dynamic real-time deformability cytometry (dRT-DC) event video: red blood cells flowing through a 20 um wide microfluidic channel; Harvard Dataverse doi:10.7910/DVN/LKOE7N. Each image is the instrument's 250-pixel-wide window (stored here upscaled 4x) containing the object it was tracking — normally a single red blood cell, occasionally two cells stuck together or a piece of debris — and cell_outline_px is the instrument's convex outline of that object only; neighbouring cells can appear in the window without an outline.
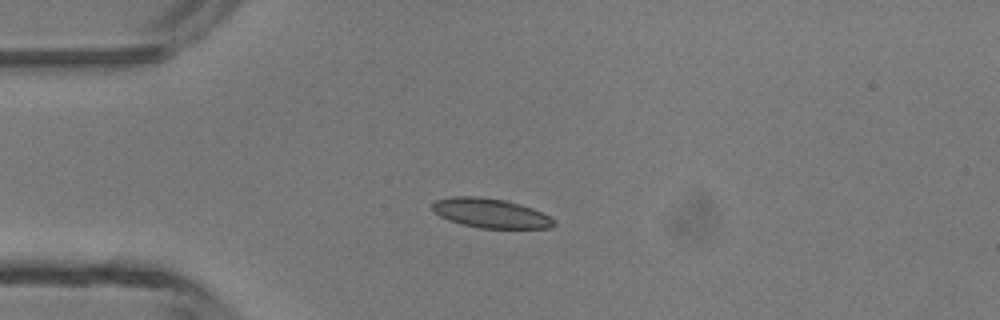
{"species": "common noctule bat (a hibernating species)", "species_latin": "Nyctalus noctula", "temperature_condition": "room temperature", "stored_images_in_passage": 3, "camera_frame_rate_fps": 3000, "um_per_image_px": 0.085, "animal": {"sex": "male", "body_mass_g": 13.3}, "frame": {"image": 1, "passage_image": 3, "time_ms": 2.333, "image_size_px": [1000, 320], "cell_outline_px": [[556, 224], [552, 228], [480, 228], [460, 224], [448, 220], [432, 212], [432, 204], [436, 200], [452, 196], [480, 196], [504, 200], [520, 204], [532, 208], [556, 220]], "centroid_in_image_um": [41.67, 18.12], "position_along_channel_um": 43.3, "area_um2": 20.98}}